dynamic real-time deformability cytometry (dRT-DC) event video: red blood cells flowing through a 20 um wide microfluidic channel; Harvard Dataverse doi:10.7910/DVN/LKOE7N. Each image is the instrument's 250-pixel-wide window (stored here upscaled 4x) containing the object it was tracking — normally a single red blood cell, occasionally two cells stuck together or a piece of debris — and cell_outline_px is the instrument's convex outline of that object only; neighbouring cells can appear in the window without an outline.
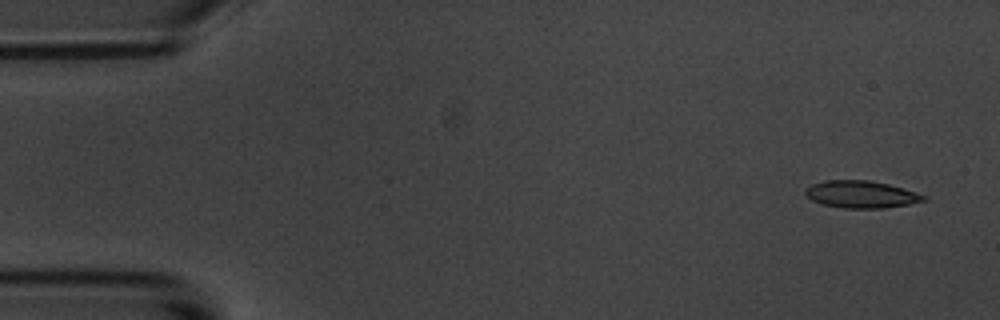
{"species": "common noctule bat (a hibernating species)", "species_latin": "Nyctalus noctula", "temperature_condition": "room temperature", "stored_images_in_passage": 5, "camera_frame_rate_fps": 3000, "um_per_image_px": 0.085, "animal": {"sex": "male", "body_mass_g": 20.1, "forearm_length_mm": 53.5}, "frame": {"image": 1, "passage_image": 1, "time_ms": 0.0, "image_size_px": [1000, 320], "cell_outline_px": [[928, 200], [908, 204], [884, 208], [844, 208], [824, 204], [812, 200], [804, 192], [804, 188], [812, 184], [824, 180], [868, 180], [888, 184], [916, 192], [924, 196]], "centroid_in_image_um": [73.18, 16.51], "position_along_channel_um": 11.8, "area_um2": 18.61}}
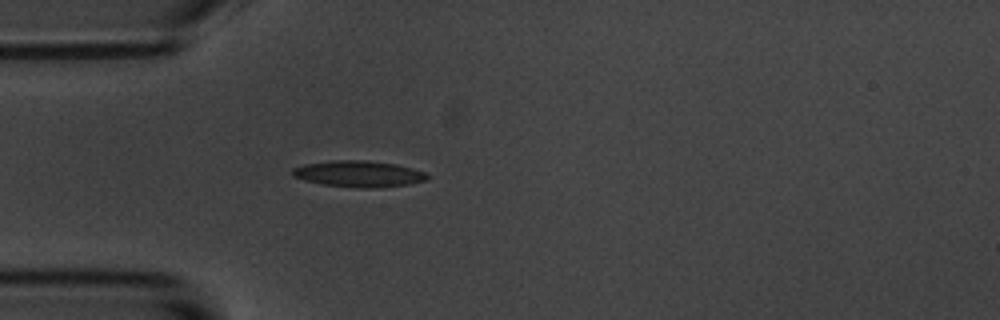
{"frame": {"image": 2, "passage_image": 5, "time_ms": 4.333, "image_size_px": [1000, 320], "cell_outline_px": [[428, 176], [424, 180], [408, 184], [384, 188], [360, 188], [324, 184], [304, 180], [292, 176], [292, 168], [304, 164], [332, 160], [368, 160], [396, 164], [412, 168], [424, 172]], "centroid_in_image_um": [30.46, 14.77], "position_along_channel_um": 54.5, "area_um2": 20.63}}